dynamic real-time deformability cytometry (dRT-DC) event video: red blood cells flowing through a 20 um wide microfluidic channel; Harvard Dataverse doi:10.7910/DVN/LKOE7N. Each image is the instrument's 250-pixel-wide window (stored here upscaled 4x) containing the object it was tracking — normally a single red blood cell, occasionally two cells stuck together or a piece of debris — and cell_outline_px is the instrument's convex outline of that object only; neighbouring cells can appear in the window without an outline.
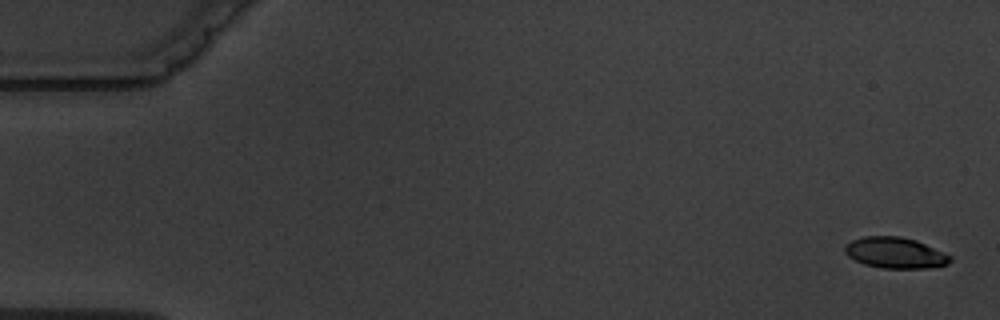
{"species": "common noctule bat (a hibernating species)", "species_latin": "Nyctalus noctula", "temperature_condition": "warm", "stored_images_in_passage": 6, "camera_frame_rate_fps": 3000, "um_per_image_px": 0.085, "animal": {"sex": "male", "body_mass_g": 19.5, "forearm_length_mm": 54.6}, "frame": {"image": 1, "passage_image": 1, "time_ms": 0.0, "image_size_px": [1000, 320], "cell_outline_px": [[952, 260], [948, 264], [928, 268], [880, 268], [864, 264], [848, 256], [844, 252], [844, 244], [852, 240], [864, 236], [900, 236], [916, 240], [944, 252], [952, 256]], "centroid_in_image_um": [76.09, 21.48], "position_along_channel_um": 8.9, "area_um2": 19.13}}
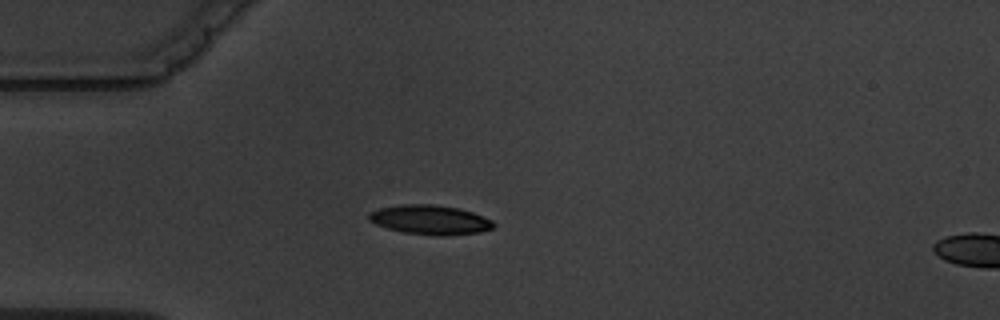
{"frame": {"image": 2, "passage_image": 5, "time_ms": 4.667, "image_size_px": [1000, 320], "cell_outline_px": [[496, 224], [492, 228], [480, 232], [444, 236], [404, 232], [388, 228], [376, 224], [368, 220], [368, 212], [380, 208], [400, 204], [432, 204], [460, 208], [472, 212], [492, 220]], "centroid_in_image_um": [36.55, 18.67], "position_along_channel_um": 48.4, "area_um2": 21.33}}